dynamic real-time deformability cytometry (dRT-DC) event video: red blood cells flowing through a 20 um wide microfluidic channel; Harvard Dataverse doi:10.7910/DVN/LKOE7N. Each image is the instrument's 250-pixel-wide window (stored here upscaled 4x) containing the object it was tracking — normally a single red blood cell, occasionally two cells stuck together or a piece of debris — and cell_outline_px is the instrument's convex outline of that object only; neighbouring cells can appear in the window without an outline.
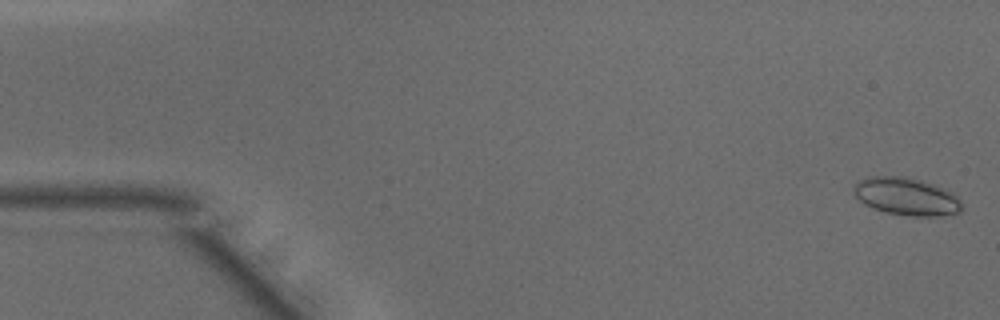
{"species": "common noctule bat (a hibernating species)", "species_latin": "Nyctalus noctula", "temperature_condition": "warm", "stored_images_in_passage": 49, "camera_frame_rate_fps": 3000, "um_per_image_px": 0.085, "animal": {"sex": "male", "body_mass_g": 15.6}, "frame": {"image": 1, "passage_image": 1, "time_ms": 0.0, "image_size_px": [1000, 320], "cell_outline_px": [[964, 208], [960, 212], [940, 216], [912, 216], [884, 212], [872, 208], [864, 204], [856, 196], [856, 180], [868, 176], [904, 176], [920, 180], [944, 188], [952, 192], [964, 204]], "centroid_in_image_um": [77.08, 16.7], "position_along_channel_um": 7.9, "area_um2": 23.81}}
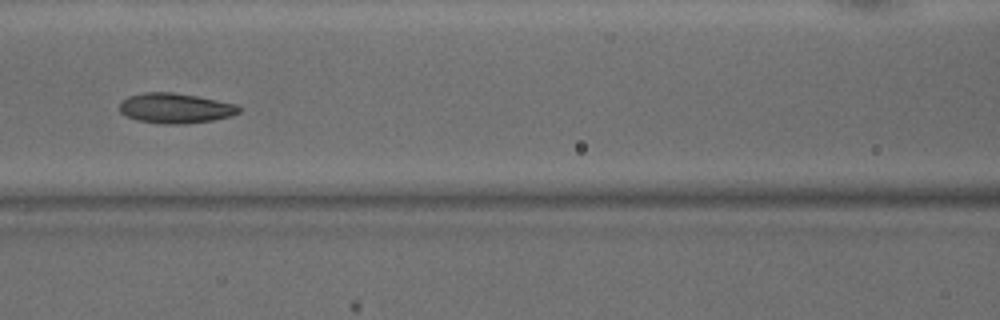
{"frame": {"image": 2, "passage_image": 21, "time_ms": 6.667, "image_size_px": [1000, 320], "cell_outline_px": [[240, 112], [232, 116], [212, 120], [184, 124], [164, 124], [136, 120], [120, 112], [120, 104], [128, 96], [144, 92], [172, 92], [196, 96], [236, 104], [240, 108]], "centroid_in_image_um": [14.91, 9.2], "position_along_channel_um": 151.7, "area_um2": 20.81}}
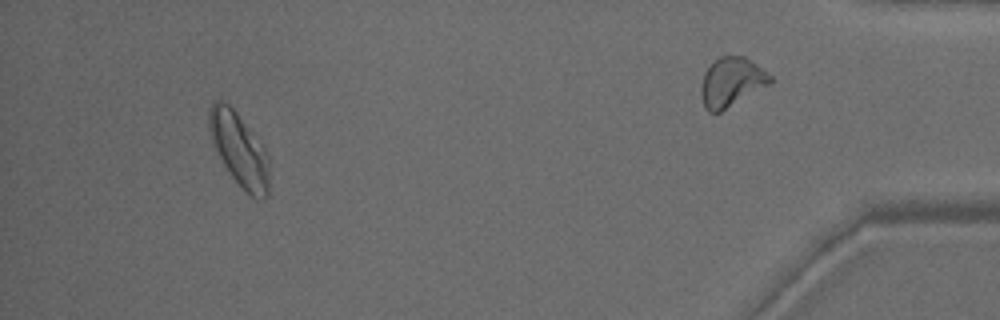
{"frame": {"image": 3, "passage_image": 45, "time_ms": 14.667, "image_size_px": [1000, 320], "cell_outline_px": [[268, 196], [264, 200], [260, 200], [248, 196], [232, 176], [216, 152], [212, 144], [208, 128], [208, 108], [212, 100], [220, 100], [228, 104], [236, 112], [264, 148], [268, 156]], "centroid_in_image_um": [20.3, 12.72], "position_along_channel_um": 414.9, "area_um2": 25.72}, "authors_computed_cell_mechanics": {"area_um2": 21.386, "velocity_mm_per_s": 4.1584, "shape_relaxation_time_tau1_ms": 3.1483, "shape_relaxation_time_tau2_ms": 3.8071, "deformation_change_tau1": 0.1078, "deformation_change_tau2": 0.1025}}